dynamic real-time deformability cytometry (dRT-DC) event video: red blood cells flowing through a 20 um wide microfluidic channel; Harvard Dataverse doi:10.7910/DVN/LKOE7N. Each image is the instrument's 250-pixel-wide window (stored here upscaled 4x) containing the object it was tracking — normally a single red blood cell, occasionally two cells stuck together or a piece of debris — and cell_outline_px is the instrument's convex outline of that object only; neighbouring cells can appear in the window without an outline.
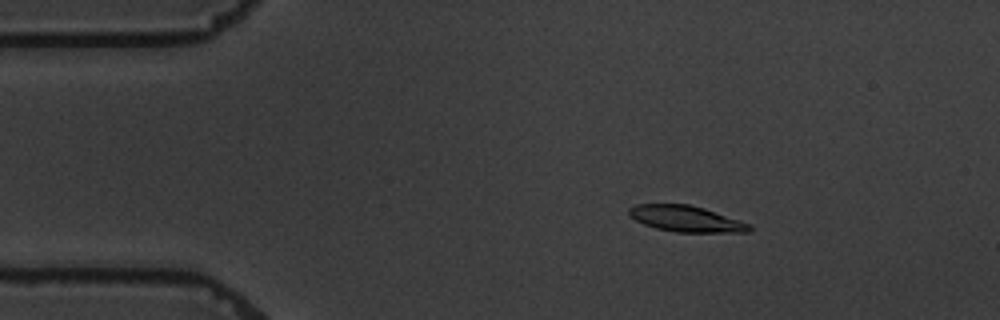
{"species": "common noctule bat (a hibernating species)", "species_latin": "Nyctalus noctula", "temperature_condition": "warm", "stored_images_in_passage": 5, "camera_frame_rate_fps": 3000, "um_per_image_px": 0.085, "animal": {"sex": "male", "body_mass_g": 19.5, "forearm_length_mm": 54.6}, "frame": {"image": 1, "passage_image": 3, "time_ms": 2.333, "image_size_px": [1000, 320], "cell_outline_px": [[752, 228], [748, 232], [676, 232], [656, 228], [644, 224], [628, 216], [628, 208], [636, 204], [688, 204], [704, 208], [752, 224]], "centroid_in_image_um": [58.31, 18.59], "position_along_channel_um": 26.7, "area_um2": 18.32}}
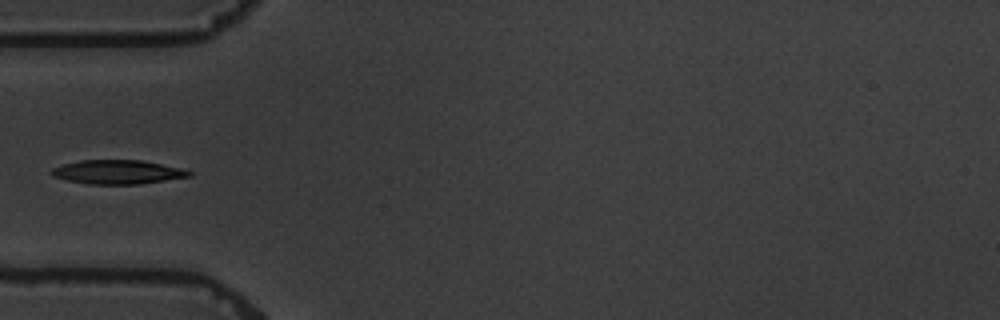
{"frame": {"image": 2, "passage_image": 5, "time_ms": 5.333, "image_size_px": [1000, 320], "cell_outline_px": [[192, 176], [140, 184], [88, 184], [68, 180], [52, 176], [48, 172], [52, 168], [64, 164], [80, 160], [140, 160], [180, 168], [192, 172]], "centroid_in_image_um": [9.96, 14.62], "position_along_channel_um": 75.0, "area_um2": 19.13}}